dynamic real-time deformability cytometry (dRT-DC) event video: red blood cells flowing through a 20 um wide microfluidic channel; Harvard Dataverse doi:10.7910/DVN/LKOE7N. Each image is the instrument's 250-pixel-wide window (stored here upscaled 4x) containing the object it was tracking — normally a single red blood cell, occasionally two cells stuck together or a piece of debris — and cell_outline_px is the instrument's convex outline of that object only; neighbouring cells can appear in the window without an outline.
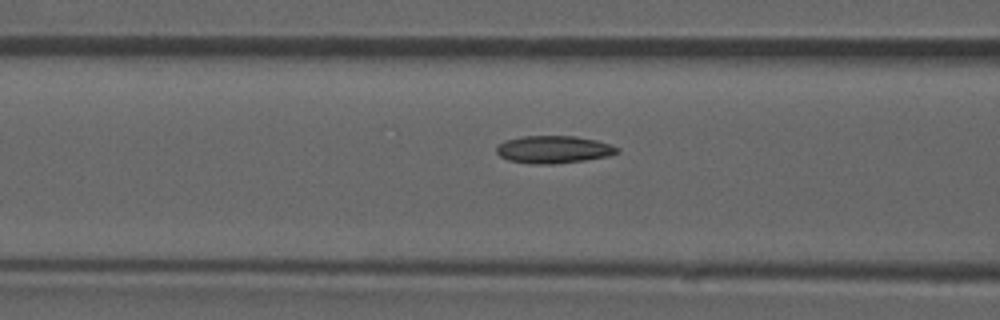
{"species": "common noctule bat (a hibernating species)", "species_latin": "Nyctalus noctula", "temperature_condition": "room temperature", "stored_images_in_passage": 30, "camera_frame_rate_fps": 3000, "um_per_image_px": 0.085, "animal": {"sex": "male", "forearm_length_mm": 52.5}, "frame": {"image": 1, "passage_image": 5, "time_ms": 1.333, "image_size_px": [1000, 320], "cell_outline_px": [[620, 152], [608, 156], [584, 160], [556, 164], [532, 164], [508, 160], [500, 156], [496, 152], [496, 148], [504, 140], [524, 136], [576, 136], [596, 140], [620, 148]], "centroid_in_image_um": [47.05, 12.71], "position_along_channel_um": 119.5, "area_um2": 19.36}, "authors_computed_cell_mechanics": {"area_um2": 18.8139, "velocity_mm_per_s": 3.8641, "shape_relaxation_time_tau1_ms": null, "shape_relaxation_time_tau2_ms": 4.5385, "deformation_change_tau1": null, "deformation_change_tau2": 0.1167}}